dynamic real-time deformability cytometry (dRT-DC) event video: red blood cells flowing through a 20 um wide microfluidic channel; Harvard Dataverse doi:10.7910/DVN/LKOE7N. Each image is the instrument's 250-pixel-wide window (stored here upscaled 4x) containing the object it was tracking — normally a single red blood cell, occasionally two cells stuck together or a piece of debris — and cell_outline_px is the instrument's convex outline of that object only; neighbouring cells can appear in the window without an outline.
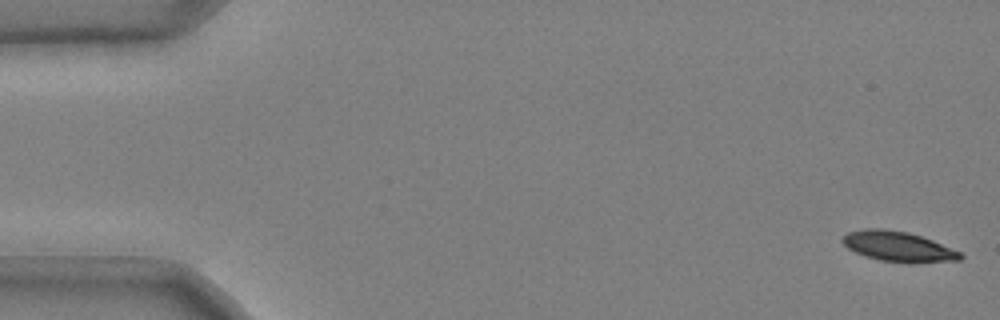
{"species": "common noctule bat (a hibernating species)", "species_latin": "Nyctalus noctula", "temperature_condition": "cold", "stored_images_in_passage": 51, "camera_frame_rate_fps": 3000, "um_per_image_px": 0.085, "animal": {"sex": "male", "body_mass_g": 20.4}, "frame": {"image": 1, "passage_image": 1, "time_ms": 0.0, "image_size_px": [1000, 320], "cell_outline_px": [[964, 256], [960, 260], [912, 264], [908, 264], [880, 260], [864, 256], [848, 248], [840, 240], [848, 232], [864, 228], [884, 228], [908, 232], [932, 240], [960, 252]], "centroid_in_image_um": [76.34, 20.97], "position_along_channel_um": 8.7, "area_um2": 20.92}}
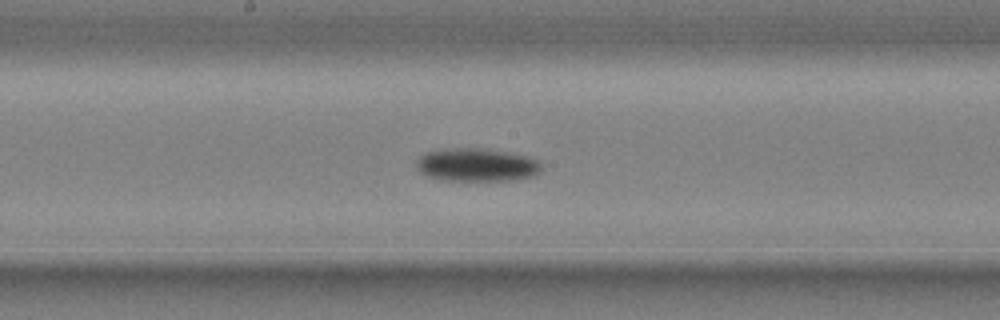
{"frame": {"image": 2, "passage_image": 28, "time_ms": 9.0, "image_size_px": [1000, 320], "cell_outline_px": [[544, 168], [536, 176], [516, 180], [444, 180], [428, 176], [420, 172], [416, 168], [416, 160], [424, 152], [444, 148], [488, 148], [528, 156], [536, 160]], "centroid_in_image_um": [40.53, 14.0], "position_along_channel_um": 207.7, "area_um2": 24.57}}
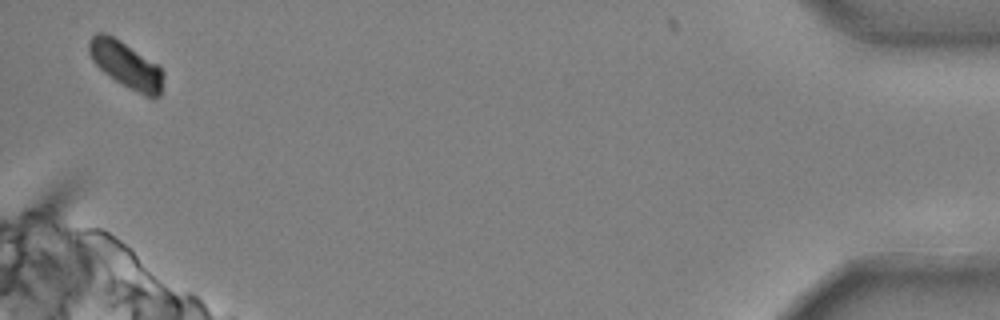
{"frame": {"image": 3, "passage_image": 51, "time_ms": 16.667, "image_size_px": [1000, 320], "cell_outline_px": [[164, 76], [160, 96], [152, 100], [128, 88], [108, 76], [92, 60], [88, 52], [88, 40], [96, 32], [104, 32], [120, 40], [156, 64], [164, 72]], "centroid_in_image_um": [10.71, 5.54], "position_along_channel_um": 424.5, "area_um2": 20.23}, "authors_computed_cell_mechanics": {"area_um2": 22.253, "velocity_mm_per_s": 3.6837, "shape_relaxation_time_tau1_ms": 3.4955, "shape_relaxation_time_tau2_ms": null, "deformation_change_tau1": 0.1216, "deformation_change_tau2": null}}